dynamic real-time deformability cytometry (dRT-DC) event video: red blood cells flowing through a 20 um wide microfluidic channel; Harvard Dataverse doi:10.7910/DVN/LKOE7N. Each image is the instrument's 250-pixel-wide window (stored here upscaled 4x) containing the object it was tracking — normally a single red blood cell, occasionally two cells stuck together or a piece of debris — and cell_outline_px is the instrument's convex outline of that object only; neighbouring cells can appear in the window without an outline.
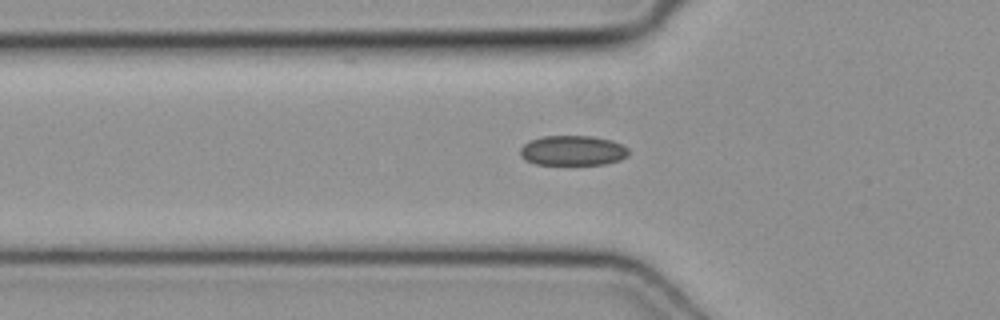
{"species": "common noctule bat (a hibernating species)", "species_latin": "Nyctalus noctula", "temperature_condition": "cold", "stored_images_in_passage": 41, "camera_frame_rate_fps": 3000, "um_per_image_px": 0.085, "animal": {"sex": "female", "body_mass_g": 19.3, "forearm_length_mm": 54.1}, "frame": {"image": 1, "passage_image": 9, "time_ms": 2.667, "image_size_px": [1000, 320], "cell_outline_px": [[628, 156], [620, 160], [604, 164], [536, 164], [524, 160], [520, 156], [520, 148], [524, 144], [532, 140], [544, 136], [592, 136], [612, 140], [628, 148]], "centroid_in_image_um": [48.68, 12.8], "position_along_channel_um": 77.1, "area_um2": 18.9}}
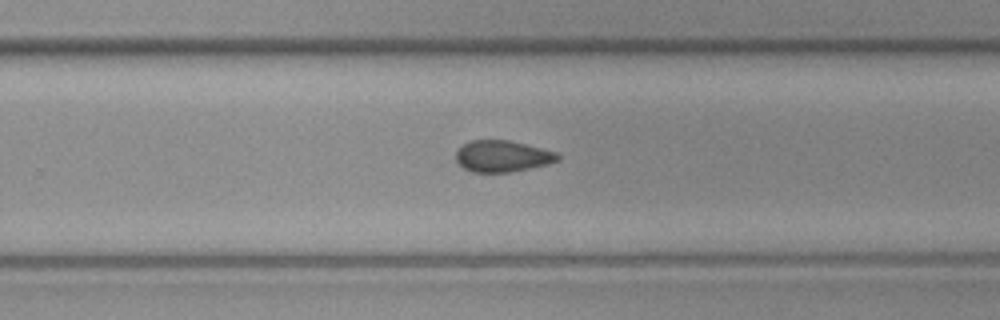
{"frame": {"image": 2, "passage_image": 24, "time_ms": 7.667, "image_size_px": [1000, 320], "cell_outline_px": [[560, 160], [548, 164], [508, 172], [472, 172], [464, 168], [456, 160], [456, 148], [472, 140], [508, 140], [556, 152], [560, 156]], "centroid_in_image_um": [42.68, 13.27], "position_along_channel_um": 287.1, "area_um2": 18.5}}
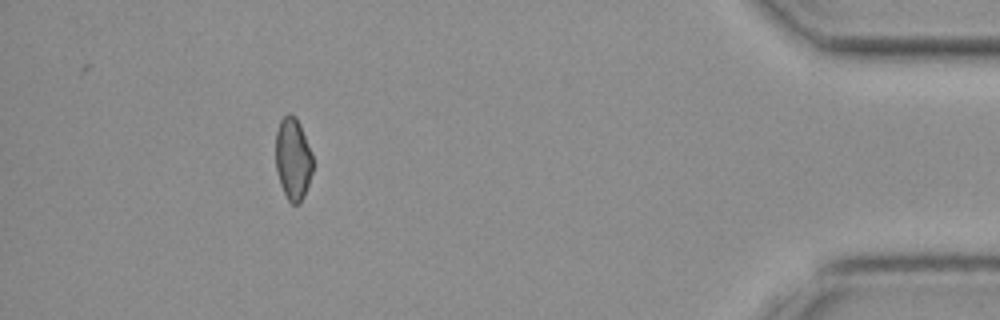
{"frame": {"image": 3, "passage_image": 37, "time_ms": 12.0, "image_size_px": [1000, 320], "cell_outline_px": [[312, 172], [304, 196], [300, 204], [292, 204], [288, 200], [280, 184], [276, 168], [276, 132], [280, 120], [288, 112], [300, 124], [312, 152]], "centroid_in_image_um": [24.9, 13.52], "position_along_channel_um": 410.3, "area_um2": 17.69}}